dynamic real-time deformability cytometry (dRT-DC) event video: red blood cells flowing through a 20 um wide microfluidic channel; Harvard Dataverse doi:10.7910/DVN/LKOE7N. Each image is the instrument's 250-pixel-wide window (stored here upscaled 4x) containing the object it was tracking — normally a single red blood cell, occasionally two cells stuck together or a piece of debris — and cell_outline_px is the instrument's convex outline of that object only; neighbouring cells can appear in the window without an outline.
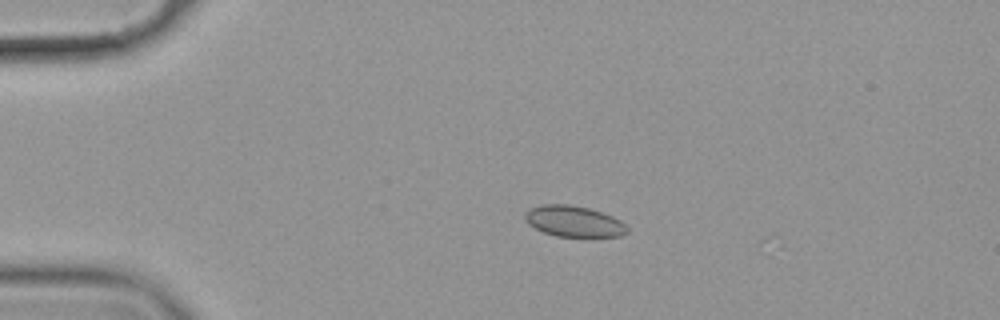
{"species": "common noctule bat (a hibernating species)", "species_latin": "Nyctalus noctula", "temperature_condition": "cold", "stored_images_in_passage": 9, "camera_frame_rate_fps": 3000, "um_per_image_px": 0.085, "animal": {"sex": "female", "body_mass_g": 19.9}, "frame": {"image": 1, "passage_image": 8, "time_ms": 2.333, "image_size_px": [1000, 320], "cell_outline_px": [[628, 232], [620, 236], [556, 236], [544, 232], [528, 224], [524, 220], [524, 212], [532, 208], [544, 204], [568, 204], [588, 208], [612, 216], [620, 220], [628, 228]], "centroid_in_image_um": [48.75, 18.81], "position_along_channel_um": 36.2, "area_um2": 18.26}}